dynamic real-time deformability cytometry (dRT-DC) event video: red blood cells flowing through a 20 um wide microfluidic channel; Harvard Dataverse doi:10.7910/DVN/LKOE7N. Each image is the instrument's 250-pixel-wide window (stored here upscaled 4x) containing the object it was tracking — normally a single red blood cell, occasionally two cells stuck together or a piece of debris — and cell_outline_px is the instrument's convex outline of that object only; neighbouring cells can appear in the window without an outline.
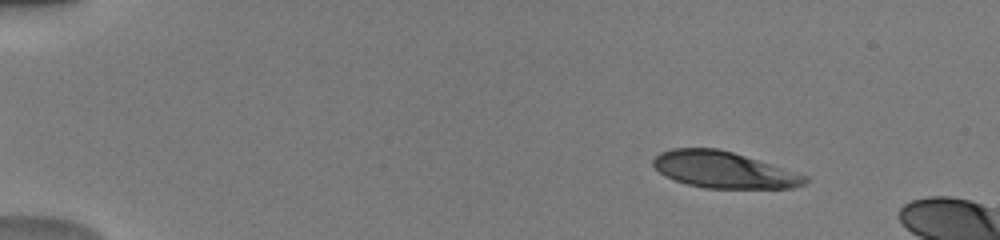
{"species": "human", "species_latin": "Homo sapiens", "temperature_condition": "warm", "stored_images_in_passage": 15, "camera_frame_rate_fps": 3000, "um_per_image_px": 0.085, "donor": {"sex": "male"}, "frame": {"image": 1, "passage_image": 7, "time_ms": 2.0, "image_size_px": [1000, 240], "cell_outline_px": [[808, 180], [804, 184], [792, 188], [704, 188], [688, 184], [664, 176], [652, 164], [652, 160], [660, 152], [672, 148], [716, 148], [732, 152], [808, 176]], "centroid_in_image_um": [61.48, 14.44], "position_along_channel_um": 23.5, "area_um2": 31.91}}